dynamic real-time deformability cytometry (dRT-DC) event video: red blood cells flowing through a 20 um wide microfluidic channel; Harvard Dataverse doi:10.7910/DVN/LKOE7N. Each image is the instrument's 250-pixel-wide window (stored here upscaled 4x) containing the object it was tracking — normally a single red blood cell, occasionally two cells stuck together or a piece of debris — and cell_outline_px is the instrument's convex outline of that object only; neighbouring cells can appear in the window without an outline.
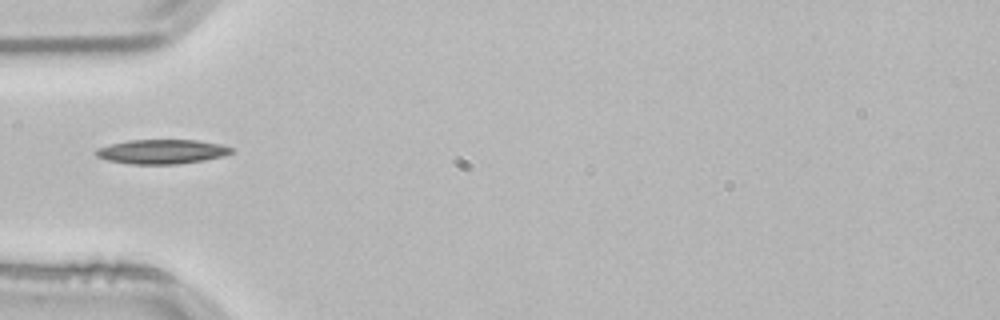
{"species": "common noctule bat (a hibernating species)", "species_latin": "Nyctalus noctula", "temperature_condition": "room temperature", "stored_images_in_passage": 13, "camera_frame_rate_fps": 3000, "um_per_image_px": 0.085, "animal": {"sex": "male", "body_mass_g": 21.5, "forearm_length_mm": 52.0}, "frame": {"image": 1, "passage_image": 1, "time_ms": 0.0, "image_size_px": [1000, 320], "cell_outline_px": [[232, 152], [224, 156], [204, 160], [176, 164], [128, 164], [108, 160], [96, 156], [96, 148], [128, 140], [196, 140], [220, 144], [232, 148]], "centroid_in_image_um": [13.75, 12.89], "position_along_channel_um": 71.3, "area_um2": 19.13}}
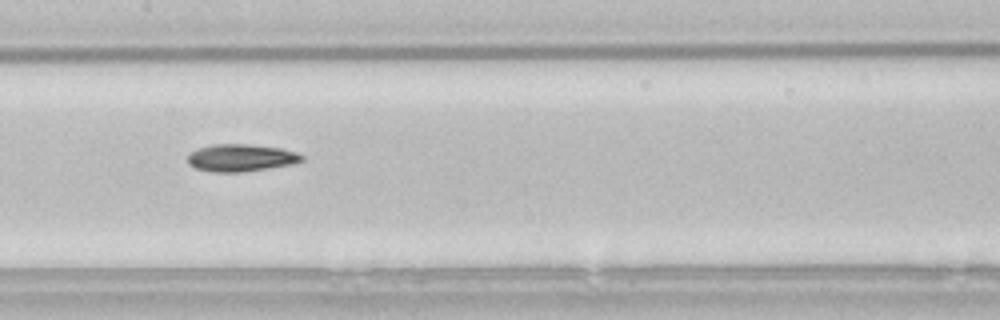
{"frame": {"image": 2, "passage_image": 10, "time_ms": 3.0, "image_size_px": [1000, 320], "cell_outline_px": [[304, 160], [292, 164], [268, 168], [240, 172], [212, 172], [196, 168], [188, 164], [188, 156], [196, 148], [212, 144], [248, 144], [280, 148], [296, 152], [304, 156]], "centroid_in_image_um": [20.47, 13.41], "position_along_channel_um": 186.9, "area_um2": 18.15}}